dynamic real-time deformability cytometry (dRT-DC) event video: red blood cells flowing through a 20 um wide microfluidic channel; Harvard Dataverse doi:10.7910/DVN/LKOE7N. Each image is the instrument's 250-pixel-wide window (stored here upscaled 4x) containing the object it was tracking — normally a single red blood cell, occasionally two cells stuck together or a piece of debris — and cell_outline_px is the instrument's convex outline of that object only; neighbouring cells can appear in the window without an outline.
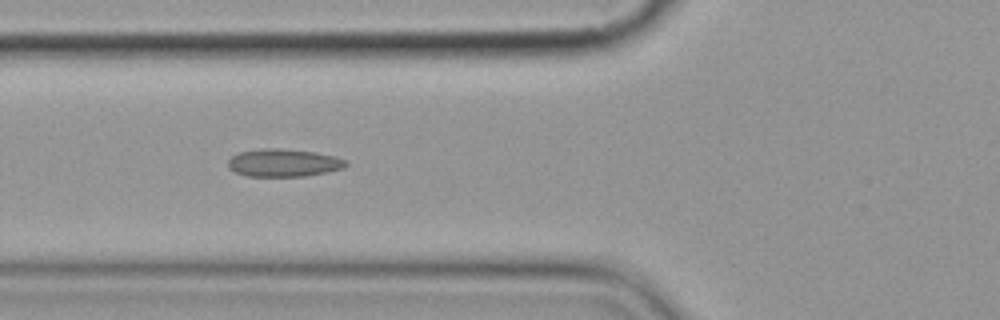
{"species": "common noctule bat (a hibernating species)", "species_latin": "Nyctalus noctula", "temperature_condition": "cold", "stored_images_in_passage": 8, "camera_frame_rate_fps": 3000, "um_per_image_px": 0.085, "animal": {"sex": "female", "body_mass_g": 19.9}, "frame": {"image": 1, "passage_image": 7, "time_ms": 7.0, "image_size_px": [1000, 320], "cell_outline_px": [[348, 164], [344, 168], [304, 176], [248, 176], [236, 172], [228, 168], [228, 160], [232, 156], [240, 152], [264, 148], [276, 148], [316, 152], [332, 156], [344, 160]], "centroid_in_image_um": [24.07, 13.84], "position_along_channel_um": 101.7, "area_um2": 18.79}}
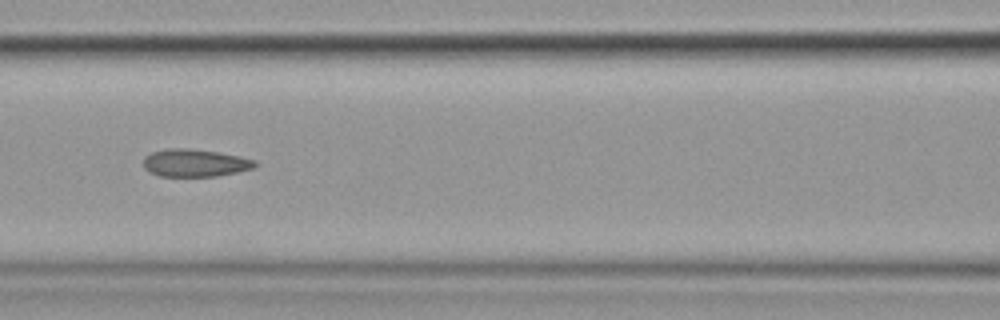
{"frame": {"image": 2, "passage_image": 8, "time_ms": 8.333, "image_size_px": [1000, 320], "cell_outline_px": [[256, 164], [252, 168], [236, 172], [216, 176], [160, 176], [148, 172], [144, 168], [144, 156], [152, 152], [168, 148], [188, 148], [216, 152], [240, 156], [256, 160]], "centroid_in_image_um": [16.53, 13.84], "position_along_channel_um": 150.1, "area_um2": 17.86}}